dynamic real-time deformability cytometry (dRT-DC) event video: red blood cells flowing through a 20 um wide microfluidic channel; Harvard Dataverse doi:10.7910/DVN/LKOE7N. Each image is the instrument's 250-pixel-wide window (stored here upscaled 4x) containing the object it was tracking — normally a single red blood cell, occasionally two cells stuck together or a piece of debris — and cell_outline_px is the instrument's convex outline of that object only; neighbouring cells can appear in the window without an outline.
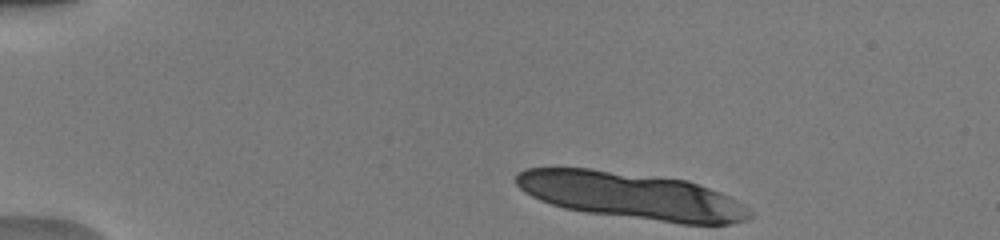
{"species": "human", "species_latin": "Homo sapiens", "temperature_condition": "warm", "stored_images_in_passage": 9, "camera_frame_rate_fps": 3000, "um_per_image_px": 0.085, "donor": {"sex": "male"}, "frame": {"image": 1, "passage_image": 1, "time_ms": 0.0, "image_size_px": [1000, 240], "cell_outline_px": [[752, 216], [748, 220], [728, 224], [680, 224], [584, 212], [564, 208], [540, 200], [524, 192], [516, 184], [516, 172], [524, 168], [592, 168], [688, 180], [720, 192], [736, 200], [752, 212]], "centroid_in_image_um": [53.67, 16.64], "position_along_channel_um": 31.3, "area_um2": 63.98}}